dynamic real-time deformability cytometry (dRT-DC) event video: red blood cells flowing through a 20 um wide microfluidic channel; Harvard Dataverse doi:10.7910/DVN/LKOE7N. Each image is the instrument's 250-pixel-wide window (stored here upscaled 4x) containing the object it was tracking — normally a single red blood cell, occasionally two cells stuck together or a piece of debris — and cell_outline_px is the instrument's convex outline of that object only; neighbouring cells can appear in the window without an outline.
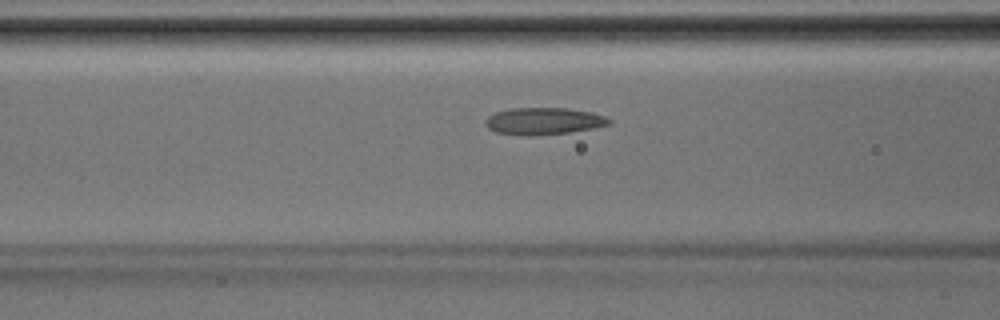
{"species": "Egyptian fruit bat (a non-hibernating species)", "species_latin": "Rousettus aegyptiacus", "temperature_condition": "room temperature", "stored_images_in_passage": 39, "camera_frame_rate_fps": 3000, "um_per_image_px": 0.085, "animal": {"sex": "male"}, "frame": {"image": 1, "passage_image": 14, "time_ms": 4.333, "image_size_px": [1000, 320], "cell_outline_px": [[612, 124], [592, 128], [568, 132], [496, 132], [488, 128], [484, 124], [484, 120], [488, 116], [496, 112], [508, 108], [568, 108], [592, 112], [604, 116], [612, 120]], "centroid_in_image_um": [46.25, 10.22], "position_along_channel_um": 120.3, "area_um2": 18.44}}
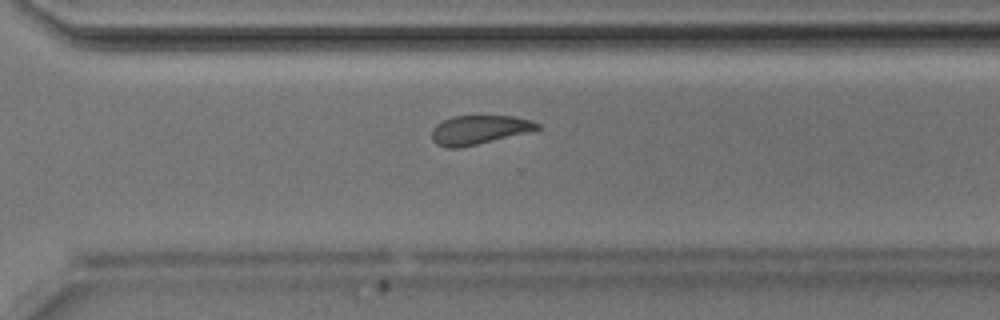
{"frame": {"image": 2, "passage_image": 27, "time_ms": 8.667, "image_size_px": [1000, 320], "cell_outline_px": [[540, 128], [528, 132], [460, 148], [444, 148], [436, 144], [432, 140], [432, 128], [436, 124], [452, 116], [516, 116], [532, 120], [540, 124]], "centroid_in_image_um": [40.7, 11.03], "position_along_channel_um": 329.9, "area_um2": 17.86}}
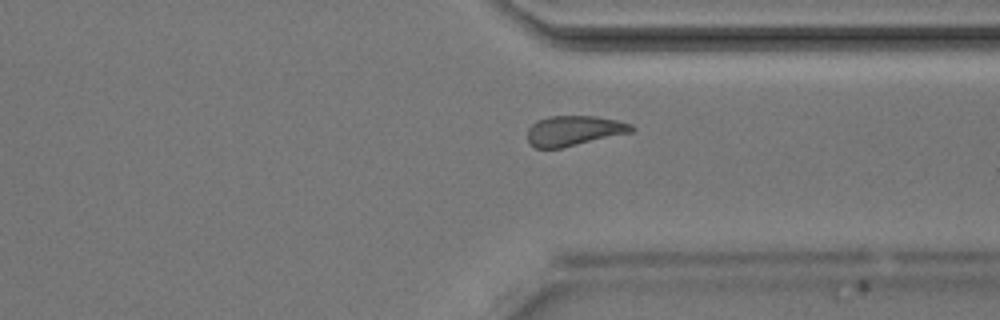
{"frame": {"image": 3, "passage_image": 29, "time_ms": 9.333, "image_size_px": [1000, 320], "cell_outline_px": [[636, 128], [632, 132], [560, 148], [536, 148], [528, 144], [528, 128], [536, 120], [548, 116], [596, 116], [616, 120], [632, 124]], "centroid_in_image_um": [48.77, 11.1], "position_along_channel_um": 362.6, "area_um2": 18.26}}